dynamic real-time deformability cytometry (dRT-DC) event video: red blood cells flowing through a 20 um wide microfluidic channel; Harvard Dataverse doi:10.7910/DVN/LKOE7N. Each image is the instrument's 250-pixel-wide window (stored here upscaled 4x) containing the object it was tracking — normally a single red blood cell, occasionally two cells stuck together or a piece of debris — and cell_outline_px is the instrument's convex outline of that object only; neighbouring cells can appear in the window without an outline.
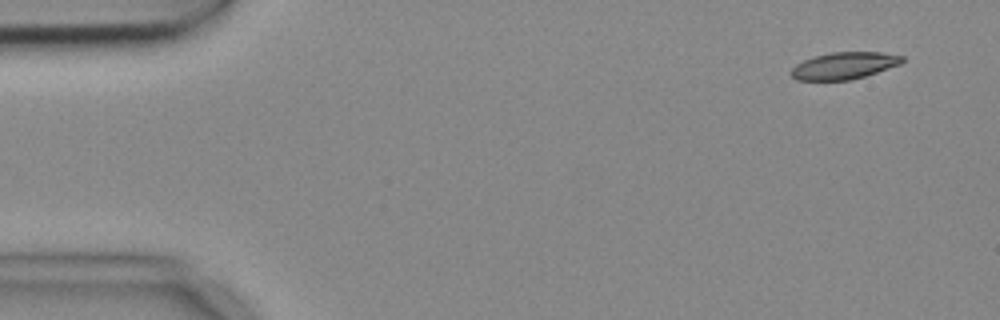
{"species": "common noctule bat (a hibernating species)", "species_latin": "Nyctalus noctula", "temperature_condition": "cold", "stored_images_in_passage": 6, "camera_frame_rate_fps": 3000, "um_per_image_px": 0.085, "animal": {"sex": "female", "body_mass_g": 18.4}, "frame": {"image": 1, "passage_image": 1, "time_ms": 0.0, "image_size_px": [1000, 320], "cell_outline_px": [[904, 60], [900, 64], [864, 76], [848, 80], [796, 80], [788, 72], [796, 64], [804, 60], [816, 56], [832, 52], [880, 52], [904, 56]], "centroid_in_image_um": [71.72, 5.58], "position_along_channel_um": 13.3, "area_um2": 17.28}}
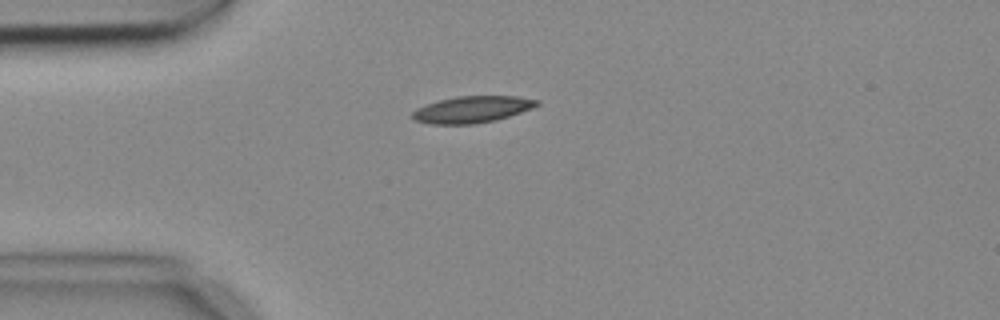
{"frame": {"image": 2, "passage_image": 4, "time_ms": 1.0, "image_size_px": [1000, 320], "cell_outline_px": [[540, 104], [532, 108], [496, 120], [476, 124], [432, 124], [412, 120], [412, 112], [416, 108], [440, 100], [456, 96], [516, 96], [540, 100]], "centroid_in_image_um": [40.13, 9.3], "position_along_channel_um": 44.9, "area_um2": 19.31}}
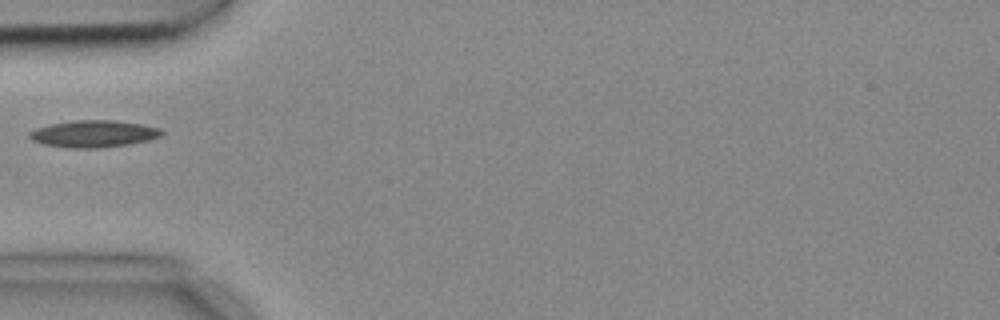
{"frame": {"image": 3, "passage_image": 5, "time_ms": 1.333, "image_size_px": [1000, 320], "cell_outline_px": [[164, 132], [160, 136], [148, 140], [128, 144], [96, 148], [68, 148], [44, 144], [32, 140], [28, 136], [28, 132], [36, 128], [52, 124], [76, 120], [116, 120], [144, 124], [160, 128]], "centroid_in_image_um": [7.96, 11.36], "position_along_channel_um": 77.0, "area_um2": 20.75}}